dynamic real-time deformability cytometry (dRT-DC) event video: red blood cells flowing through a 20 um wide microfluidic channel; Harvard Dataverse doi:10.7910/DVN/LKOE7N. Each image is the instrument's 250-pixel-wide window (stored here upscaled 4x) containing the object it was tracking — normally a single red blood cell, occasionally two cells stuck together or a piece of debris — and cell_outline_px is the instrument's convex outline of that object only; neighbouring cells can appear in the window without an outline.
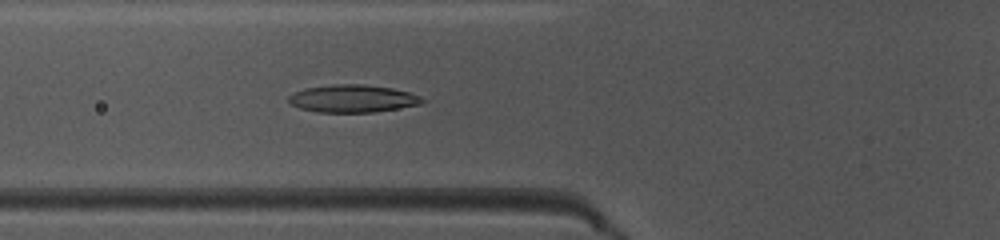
{"species": "common noctule bat (a hibernating species)", "species_latin": "Nyctalus noctula", "temperature_condition": "warm", "stored_images_in_passage": 43, "camera_frame_rate_fps": 3000, "um_per_image_px": 0.085, "animal": {"sex": "female", "body_mass_g": 10.0, "forearm_length_mm": 53.1}, "frame": {"image": 1, "passage_image": 19, "time_ms": 6.0, "image_size_px": [1000, 240], "cell_outline_px": [[424, 100], [420, 104], [372, 112], [320, 112], [300, 108], [292, 104], [288, 100], [288, 96], [296, 92], [308, 88], [332, 84], [360, 84], [392, 88], [408, 92], [420, 96]], "centroid_in_image_um": [29.97, 8.37], "position_along_channel_um": 95.8, "area_um2": 21.04}}
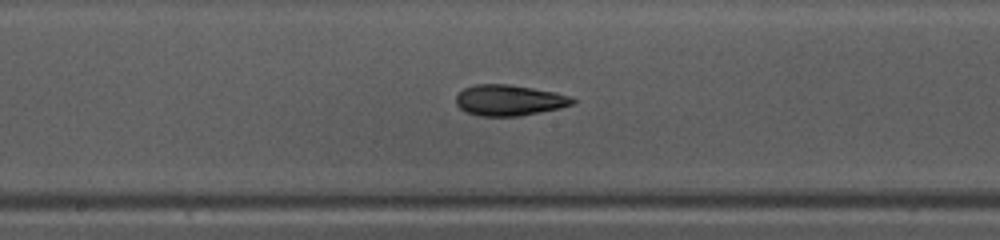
{"frame": {"image": 2, "passage_image": 27, "time_ms": 8.667, "image_size_px": [1000, 240], "cell_outline_px": [[576, 100], [572, 104], [560, 108], [516, 116], [480, 116], [464, 112], [456, 104], [456, 96], [464, 88], [476, 84], [508, 84], [556, 92], [572, 96]], "centroid_in_image_um": [43.27, 8.52], "position_along_channel_um": 204.9, "area_um2": 20.92}}
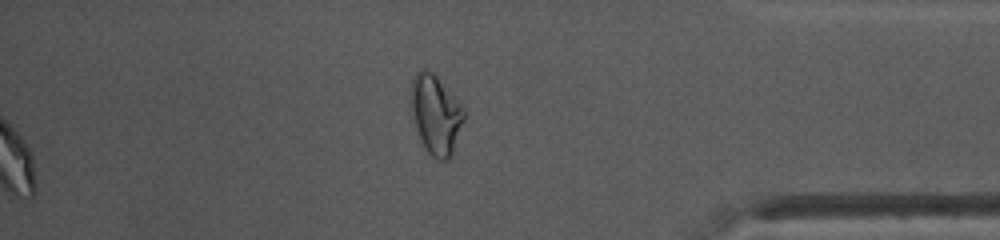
{"frame": {"image": 3, "passage_image": 43, "time_ms": 14.0, "image_size_px": [1000, 240], "cell_outline_px": [[464, 120], [452, 152], [448, 160], [436, 160], [428, 152], [420, 140], [412, 116], [408, 96], [412, 80], [416, 72], [420, 68], [424, 68], [432, 72], [436, 76], [464, 108]], "centroid_in_image_um": [36.99, 9.71], "position_along_channel_um": 398.2, "area_um2": 24.57}, "authors_computed_cell_mechanics": {"area_um2": 20.9236, "velocity_mm_per_s": 4.0511, "shape_relaxation_time_tau1_ms": 5.5096, "shape_relaxation_time_tau2_ms": 2.7112, "deformation_change_tau1": 0.1966, "deformation_change_tau2": 0.0822}}